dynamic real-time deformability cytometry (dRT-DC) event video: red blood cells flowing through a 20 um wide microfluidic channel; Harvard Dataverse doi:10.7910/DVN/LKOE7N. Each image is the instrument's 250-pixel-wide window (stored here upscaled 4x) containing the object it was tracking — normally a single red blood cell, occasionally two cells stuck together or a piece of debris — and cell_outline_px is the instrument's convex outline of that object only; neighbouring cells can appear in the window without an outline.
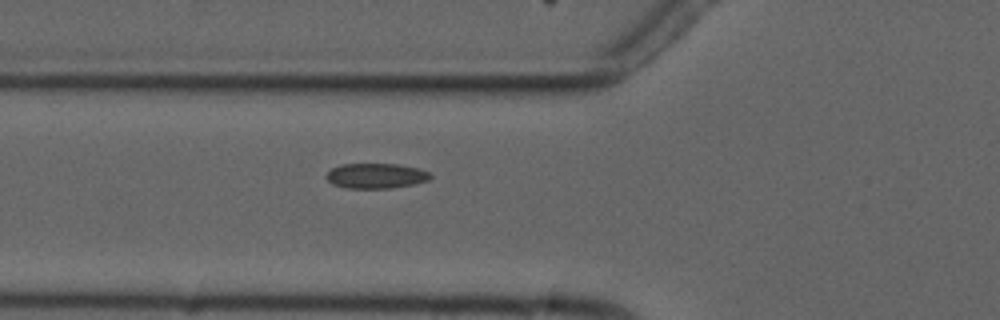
{"species": "common noctule bat (a hibernating species)", "species_latin": "Nyctalus noctula", "temperature_condition": "cold", "stored_images_in_passage": 7, "camera_frame_rate_fps": 3000, "um_per_image_px": 0.085, "animal": {"sex": "male", "forearm_length_mm": 52.5}, "frame": {"image": 1, "passage_image": 7, "time_ms": 8.0, "image_size_px": [1000, 320], "cell_outline_px": [[432, 176], [428, 180], [416, 184], [392, 188], [344, 188], [332, 184], [324, 176], [332, 168], [340, 164], [400, 164], [416, 168], [428, 172]], "centroid_in_image_um": [31.93, 14.95], "position_along_channel_um": 93.9, "area_um2": 15.32}}